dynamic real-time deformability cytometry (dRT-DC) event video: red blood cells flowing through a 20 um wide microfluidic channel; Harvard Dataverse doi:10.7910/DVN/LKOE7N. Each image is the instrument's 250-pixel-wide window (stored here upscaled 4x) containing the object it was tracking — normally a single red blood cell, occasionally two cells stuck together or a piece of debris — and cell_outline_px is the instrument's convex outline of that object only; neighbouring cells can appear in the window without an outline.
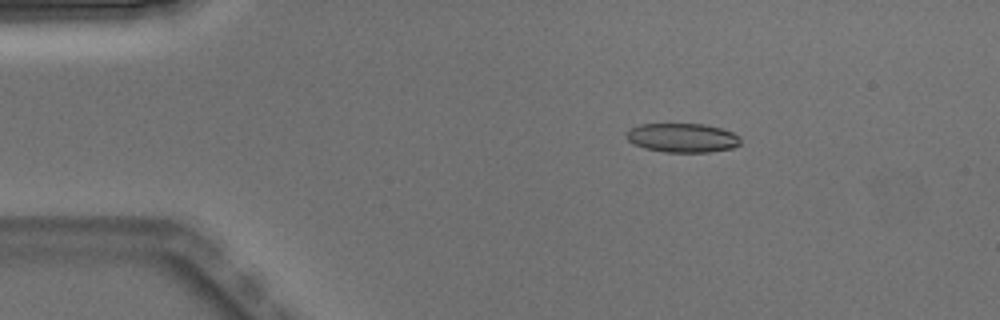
{"species": "Egyptian fruit bat (a non-hibernating species)", "species_latin": "Rousettus aegyptiacus", "temperature_condition": "warm", "stored_images_in_passage": 3, "camera_frame_rate_fps": 3000, "um_per_image_px": 0.085, "animal": {"sex": "male"}, "frame": {"image": 1, "passage_image": 2, "time_ms": 0.333, "image_size_px": [1000, 320], "cell_outline_px": [[740, 144], [732, 148], [708, 152], [664, 152], [644, 148], [632, 144], [628, 140], [628, 132], [632, 128], [640, 124], [704, 124], [720, 128], [732, 132], [740, 136]], "centroid_in_image_um": [58.02, 11.72], "position_along_channel_um": 27.0, "area_um2": 19.25}}